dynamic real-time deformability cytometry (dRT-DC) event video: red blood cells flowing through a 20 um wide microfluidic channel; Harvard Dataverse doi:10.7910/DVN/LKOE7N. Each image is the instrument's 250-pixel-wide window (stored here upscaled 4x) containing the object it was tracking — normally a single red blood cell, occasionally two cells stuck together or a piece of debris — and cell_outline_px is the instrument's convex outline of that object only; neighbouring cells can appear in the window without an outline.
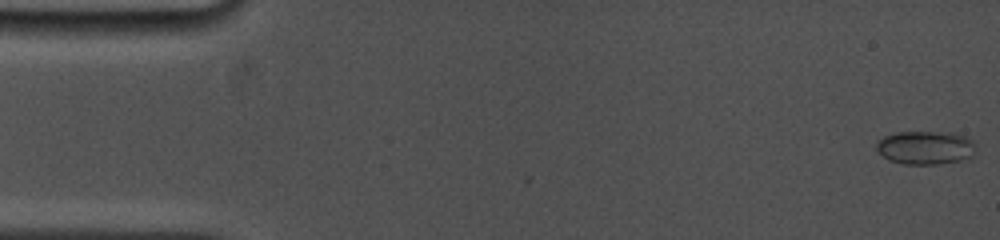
{"species": "common noctule bat (a hibernating species)", "species_latin": "Nyctalus noctula", "temperature_condition": "cold", "stored_images_in_passage": 9, "camera_frame_rate_fps": 5000, "um_per_image_px": 0.085, "animal": {"sex": "female", "body_mass_g": 19.0, "forearm_length_mm": 53.3}, "frame": {"image": 1, "passage_image": 1, "time_ms": 0.0, "image_size_px": [1000, 240], "cell_outline_px": [[976, 152], [972, 156], [960, 160], [936, 164], [904, 164], [888, 160], [876, 148], [876, 140], [884, 136], [896, 132], [952, 132], [964, 136], [972, 140]], "centroid_in_image_um": [78.65, 12.54], "position_along_channel_um": 6.4, "area_um2": 19.42}}